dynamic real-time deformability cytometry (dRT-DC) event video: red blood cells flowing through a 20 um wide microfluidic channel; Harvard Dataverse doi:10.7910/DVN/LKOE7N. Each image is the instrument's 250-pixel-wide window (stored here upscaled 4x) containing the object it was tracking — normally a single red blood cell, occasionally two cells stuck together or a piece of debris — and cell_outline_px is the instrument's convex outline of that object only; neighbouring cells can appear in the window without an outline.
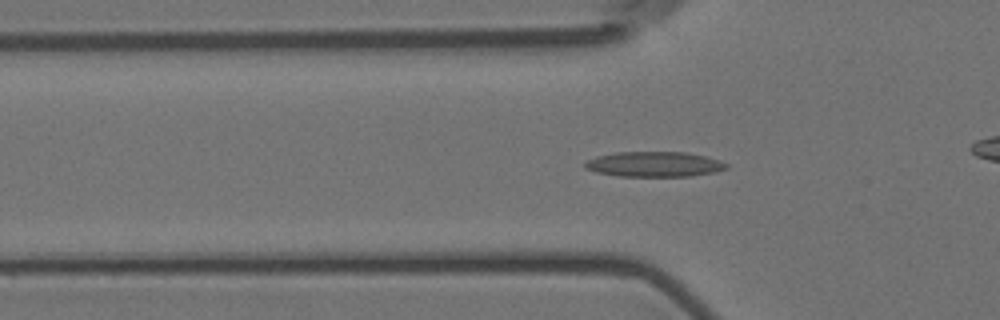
{"species": "Egyptian fruit bat (a non-hibernating species)", "species_latin": "Rousettus aegyptiacus", "temperature_condition": "room temperature", "stored_images_in_passage": 57, "camera_frame_rate_fps": 3000, "um_per_image_px": 0.085, "animal": {"sex": "female"}, "frame": {"image": 1, "passage_image": 18, "time_ms": 5.667, "image_size_px": [1000, 320], "cell_outline_px": [[728, 168], [716, 172], [692, 176], [620, 176], [596, 172], [584, 168], [584, 160], [596, 156], [616, 152], [684, 152], [704, 156], [720, 160], [728, 164]], "centroid_in_image_um": [55.59, 13.96], "position_along_channel_um": 70.2, "area_um2": 20.87}}
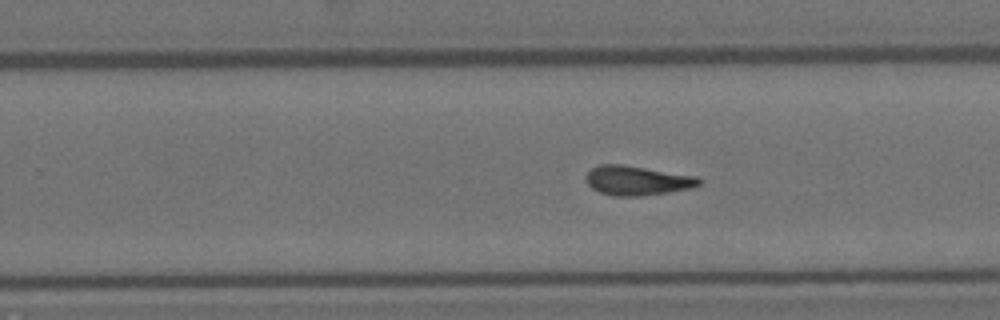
{"frame": {"image": 2, "passage_image": 35, "time_ms": 11.333, "image_size_px": [1000, 320], "cell_outline_px": [[704, 180], [700, 184], [692, 188], [668, 192], [640, 196], [612, 196], [600, 192], [592, 188], [584, 180], [584, 176], [592, 168], [600, 164], [620, 164], [696, 176]], "centroid_in_image_um": [54.14, 15.35], "position_along_channel_um": 275.7, "area_um2": 19.42}}
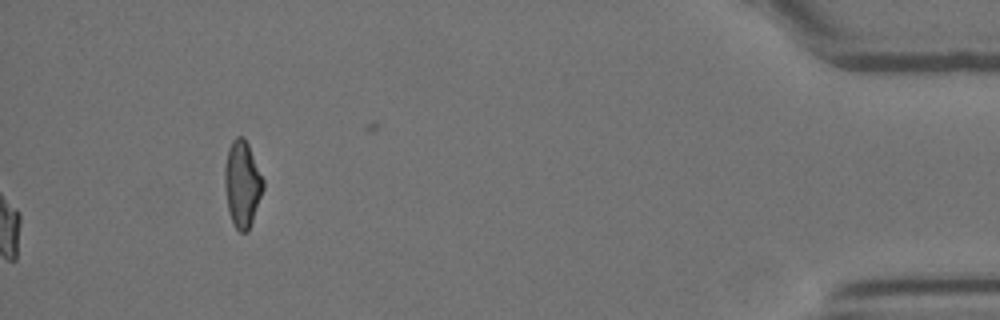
{"frame": {"image": 3, "passage_image": 57, "time_ms": 18.667, "image_size_px": [1000, 320], "cell_outline_px": [[264, 188], [248, 232], [240, 232], [236, 228], [228, 212], [224, 184], [224, 168], [228, 148], [232, 140], [236, 136], [244, 136], [248, 144], [264, 180]], "centroid_in_image_um": [20.58, 15.62], "position_along_channel_um": 414.6, "area_um2": 19.42}, "authors_computed_cell_mechanics": {"area_um2": 19.1318, "velocity_mm_per_s": 3.6219, "shape_relaxation_time_tau1_ms": null, "shape_relaxation_time_tau2_ms": 2.6117, "deformation_change_tau1": null, "deformation_change_tau2": 0.0977}}